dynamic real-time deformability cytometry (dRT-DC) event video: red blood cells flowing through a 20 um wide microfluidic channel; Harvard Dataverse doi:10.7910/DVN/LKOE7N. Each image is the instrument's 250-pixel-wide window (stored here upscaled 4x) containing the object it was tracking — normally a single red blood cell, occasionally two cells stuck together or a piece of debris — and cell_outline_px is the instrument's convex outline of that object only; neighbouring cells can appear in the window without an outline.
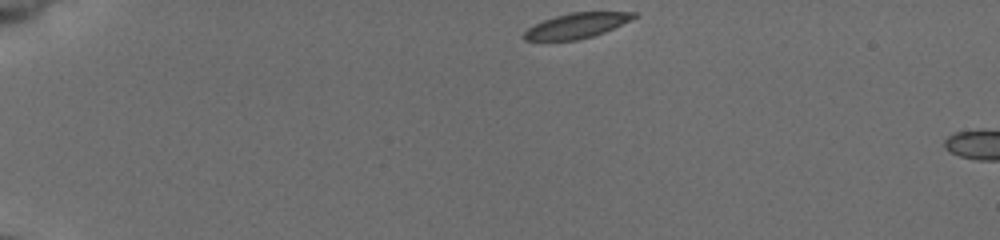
{"species": "common noctule bat (a hibernating species)", "species_latin": "Nyctalus noctula", "temperature_condition": "cold", "stored_images_in_passage": 4, "camera_frame_rate_fps": 3000, "um_per_image_px": 0.085, "animal": {"sex": "female", "body_mass_g": 19.5, "forearm_length_mm": 54.1}, "frame": {"image": 1, "passage_image": 1, "time_ms": 0.0, "image_size_px": [1000, 240], "cell_outline_px": [[636, 16], [604, 32], [592, 36], [576, 40], [524, 40], [524, 32], [528, 28], [544, 20], [556, 16], [572, 12], [636, 12]], "centroid_in_image_um": [48.98, 2.18], "position_along_channel_um": 36.0, "area_um2": 15.55}}